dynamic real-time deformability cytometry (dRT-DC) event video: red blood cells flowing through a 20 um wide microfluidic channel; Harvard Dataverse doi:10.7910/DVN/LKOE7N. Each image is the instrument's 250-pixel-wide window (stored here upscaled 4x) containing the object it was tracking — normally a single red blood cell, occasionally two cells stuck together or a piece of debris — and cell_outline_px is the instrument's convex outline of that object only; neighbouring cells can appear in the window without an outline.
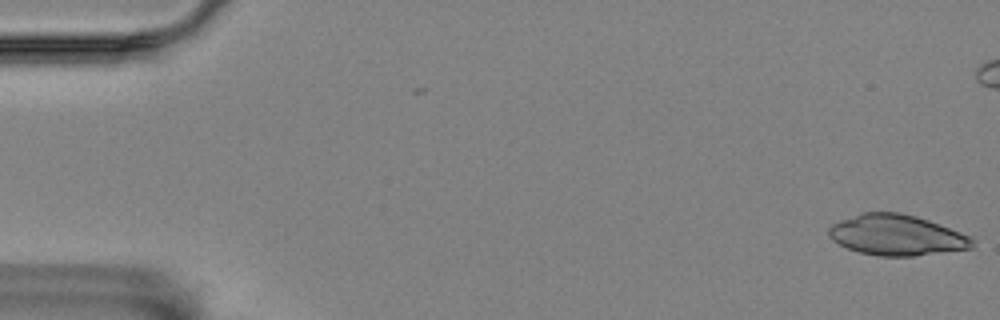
{"species": "Egyptian fruit bat (a non-hibernating species)", "species_latin": "Rousettus aegyptiacus", "temperature_condition": "room temperature", "stored_images_in_passage": 11, "camera_frame_rate_fps": 3000, "um_per_image_px": 0.085, "animal": {"sex": "female"}, "frame": {"image": 1, "passage_image": 1, "time_ms": 0.0, "image_size_px": [1000, 320], "cell_outline_px": [[976, 240], [972, 248], [916, 256], [880, 256], [860, 252], [848, 248], [832, 240], [828, 236], [828, 228], [832, 224], [840, 220], [860, 212], [900, 212], [916, 216], [928, 220], [972, 236]], "centroid_in_image_um": [76.23, 19.98], "position_along_channel_um": 8.8, "area_um2": 34.22}}